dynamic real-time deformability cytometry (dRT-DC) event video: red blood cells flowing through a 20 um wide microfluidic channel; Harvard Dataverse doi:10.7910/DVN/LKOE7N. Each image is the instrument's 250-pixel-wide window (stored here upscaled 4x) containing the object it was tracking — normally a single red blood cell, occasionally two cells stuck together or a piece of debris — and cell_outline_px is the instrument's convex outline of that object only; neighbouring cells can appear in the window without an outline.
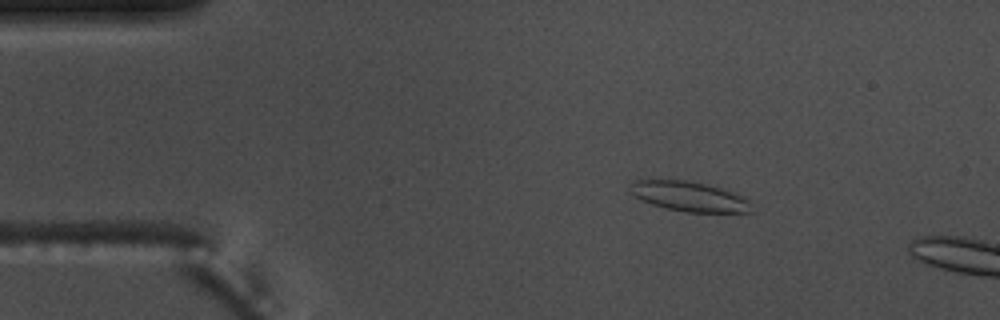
{"species": "common noctule bat (a hibernating species)", "species_latin": "Nyctalus noctula", "temperature_condition": "warm", "stored_images_in_passage": 4, "camera_frame_rate_fps": 3000, "um_per_image_px": 0.085, "animal": {"sex": "male", "body_mass_g": 17.5, "forearm_length_mm": 52.3}, "frame": {"image": 1, "passage_image": 3, "time_ms": 0.667, "image_size_px": [1000, 320], "cell_outline_px": [[752, 212], [684, 212], [652, 204], [640, 200], [628, 192], [628, 188], [636, 180], [684, 180], [704, 184], [720, 188], [744, 196], [748, 200]], "centroid_in_image_um": [58.54, 16.7], "position_along_channel_um": 26.5, "area_um2": 20.92}}